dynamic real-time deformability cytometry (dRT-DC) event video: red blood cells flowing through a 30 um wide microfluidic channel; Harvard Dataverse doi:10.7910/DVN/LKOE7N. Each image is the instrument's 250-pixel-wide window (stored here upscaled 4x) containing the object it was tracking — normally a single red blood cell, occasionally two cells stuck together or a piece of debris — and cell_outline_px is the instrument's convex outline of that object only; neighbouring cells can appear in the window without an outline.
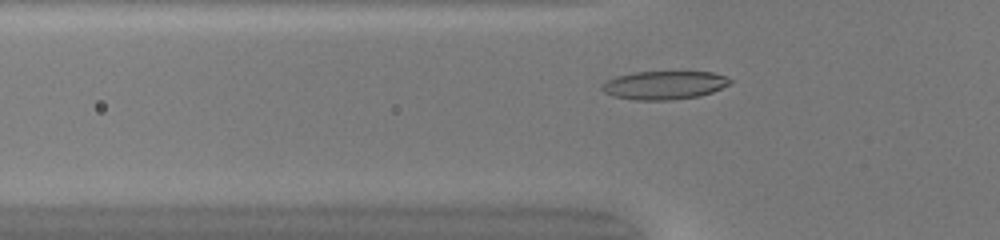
{"species": "common noctule bat (a hibernating species)", "species_latin": "Nyctalus noctula", "temperature_condition": "warm", "stored_images_in_passage": 42, "camera_frame_rate_fps": 3000, "um_per_image_px": 0.085, "animal": {"sex": "female", "body_mass_g": 20.0, "forearm_length_mm": 54.0}, "frame": {"image": 1, "passage_image": 12, "time_ms": 3.667, "image_size_px": [1000, 240], "cell_outline_px": [[732, 80], [728, 84], [712, 92], [700, 96], [672, 100], [636, 100], [612, 96], [604, 92], [600, 88], [600, 84], [604, 80], [616, 76], [632, 72], [712, 72], [724, 76]], "centroid_in_image_um": [56.38, 7.24], "position_along_channel_um": 69.4, "area_um2": 21.33}}
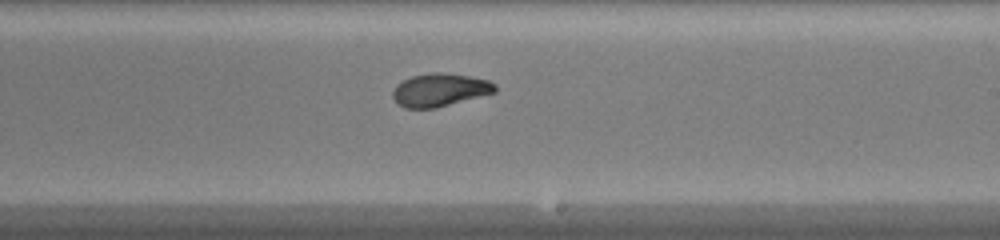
{"frame": {"image": 2, "passage_image": 25, "time_ms": 8.0, "image_size_px": [1000, 240], "cell_outline_px": [[496, 92], [436, 108], [404, 108], [396, 104], [392, 96], [392, 92], [396, 84], [412, 76], [432, 72], [440, 72], [468, 76], [488, 80], [496, 84]], "centroid_in_image_um": [37.35, 7.65], "position_along_channel_um": 251.6, "area_um2": 19.71}}
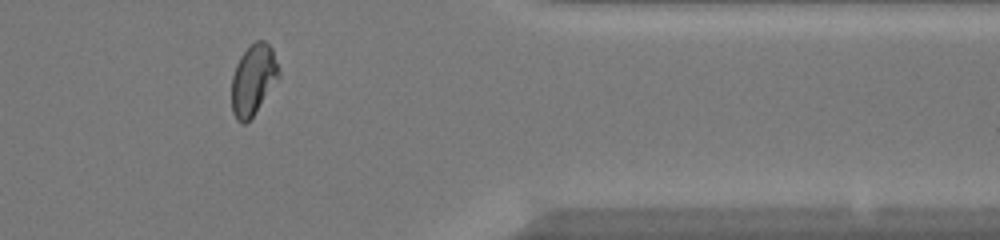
{"frame": {"image": 3, "passage_image": 36, "time_ms": 11.667, "image_size_px": [1000, 240], "cell_outline_px": [[280, 80], [252, 116], [244, 124], [240, 124], [236, 120], [232, 112], [232, 76], [236, 64], [240, 56], [256, 40], [264, 40], [272, 48], [280, 68]], "centroid_in_image_um": [21.56, 6.78], "position_along_channel_um": 389.8, "area_um2": 19.71}, "authors_computed_cell_mechanics": {"area_um2": 19.8254, "velocity_mm_per_s": 4.2248, "shape_relaxation_time_tau1_ms": 5.1093, "shape_relaxation_time_tau2_ms": 1.5937, "deformation_change_tau1": 0.1911, "deformation_change_tau2": 0.0523}}